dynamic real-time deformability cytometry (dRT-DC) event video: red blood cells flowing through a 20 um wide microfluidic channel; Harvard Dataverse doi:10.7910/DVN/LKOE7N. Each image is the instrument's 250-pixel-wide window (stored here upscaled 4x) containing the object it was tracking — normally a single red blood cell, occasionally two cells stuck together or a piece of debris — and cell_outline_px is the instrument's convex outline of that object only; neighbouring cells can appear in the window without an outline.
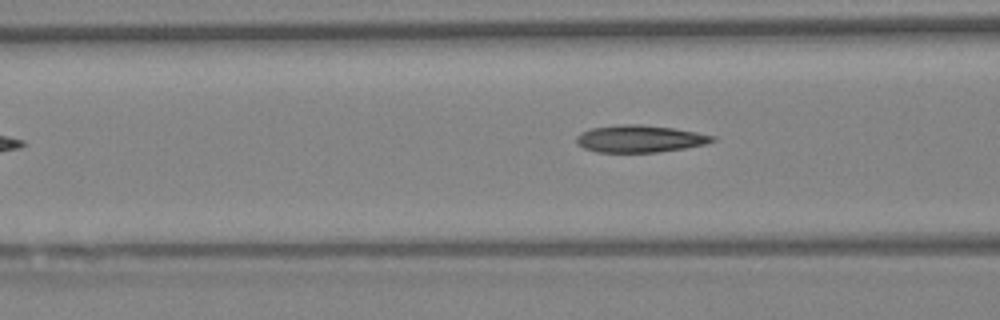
{"species": "Egyptian fruit bat (a non-hibernating species)", "species_latin": "Rousettus aegyptiacus", "temperature_condition": "warm", "stored_images_in_passage": 4, "segment_of_instrument_passage": [2, 2], "camera_frame_rate_fps": 3000, "um_per_image_px": 0.085, "animal": {"sex": "female"}, "frame": {"image": 1, "passage_image": 4, "time_ms": 1.0, "image_size_px": [1000, 320], "cell_outline_px": [[716, 140], [704, 144], [684, 148], [656, 152], [596, 152], [584, 148], [576, 144], [576, 136], [580, 132], [592, 128], [624, 124], [640, 124], [672, 128], [696, 132], [716, 136]], "centroid_in_image_um": [54.35, 11.79], "position_along_channel_um": 112.3, "area_um2": 21.44}}